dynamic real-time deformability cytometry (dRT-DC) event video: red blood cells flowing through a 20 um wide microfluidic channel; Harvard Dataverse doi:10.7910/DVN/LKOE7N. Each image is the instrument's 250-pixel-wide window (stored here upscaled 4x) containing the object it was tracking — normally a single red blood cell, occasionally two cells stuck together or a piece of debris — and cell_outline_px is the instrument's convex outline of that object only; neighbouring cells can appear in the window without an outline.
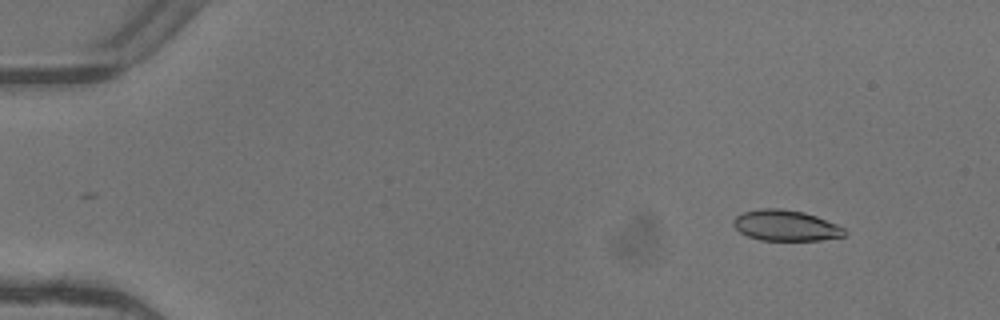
{"species": "common noctule bat (a hibernating species)", "species_latin": "Nyctalus noctula", "temperature_condition": "warm", "stored_images_in_passage": 4, "camera_frame_rate_fps": 3000, "um_per_image_px": 0.085, "animal": {"sex": "female"}, "frame": {"image": 1, "passage_image": 1, "time_ms": 0.0, "image_size_px": [1000, 320], "cell_outline_px": [[848, 232], [844, 236], [820, 240], [760, 240], [748, 236], [740, 232], [732, 224], [732, 220], [736, 216], [744, 212], [760, 208], [780, 208], [804, 212], [816, 216], [836, 224], [844, 228]], "centroid_in_image_um": [66.78, 19.16], "position_along_channel_um": 18.2, "area_um2": 19.94}}
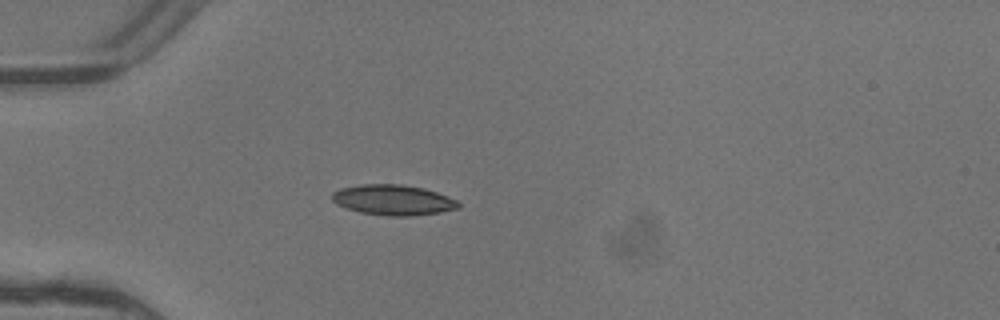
{"frame": {"image": 2, "passage_image": 4, "time_ms": 1.0, "image_size_px": [1000, 320], "cell_outline_px": [[460, 208], [440, 212], [412, 216], [388, 216], [360, 212], [336, 204], [332, 200], [332, 192], [340, 188], [360, 184], [400, 184], [424, 188], [448, 196], [456, 200], [460, 204]], "centroid_in_image_um": [33.42, 16.99], "position_along_channel_um": 51.6, "area_um2": 22.43}}